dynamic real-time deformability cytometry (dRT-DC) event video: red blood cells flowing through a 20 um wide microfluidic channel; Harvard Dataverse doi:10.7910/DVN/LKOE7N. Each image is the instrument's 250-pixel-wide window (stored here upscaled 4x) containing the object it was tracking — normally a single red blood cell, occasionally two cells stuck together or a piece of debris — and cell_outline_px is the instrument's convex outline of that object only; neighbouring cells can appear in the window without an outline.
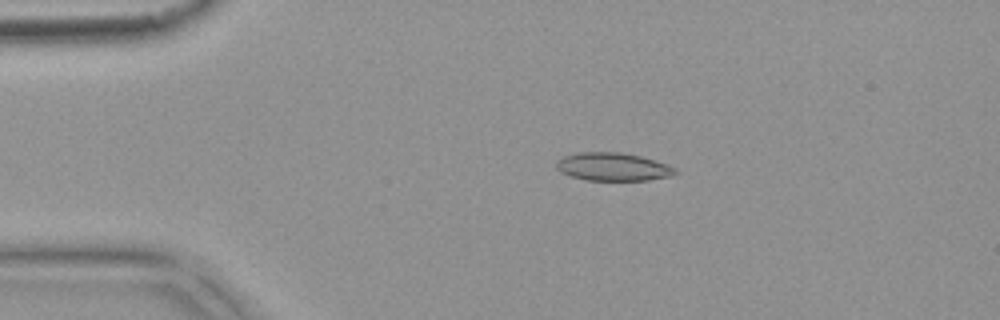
{"species": "common noctule bat (a hibernating species)", "species_latin": "Nyctalus noctula", "temperature_condition": "warm", "stored_images_in_passage": 3, "camera_frame_rate_fps": 3000, "um_per_image_px": 0.085, "animal": {"sex": "female", "body_mass_g": 18.4}, "frame": {"image": 1, "passage_image": 2, "time_ms": 0.333, "image_size_px": [1000, 320], "cell_outline_px": [[680, 172], [672, 176], [648, 180], [588, 180], [572, 176], [560, 172], [556, 168], [556, 160], [564, 156], [580, 152], [620, 152], [640, 156], [676, 168]], "centroid_in_image_um": [52.09, 14.18], "position_along_channel_um": 32.9, "area_um2": 19.36}}